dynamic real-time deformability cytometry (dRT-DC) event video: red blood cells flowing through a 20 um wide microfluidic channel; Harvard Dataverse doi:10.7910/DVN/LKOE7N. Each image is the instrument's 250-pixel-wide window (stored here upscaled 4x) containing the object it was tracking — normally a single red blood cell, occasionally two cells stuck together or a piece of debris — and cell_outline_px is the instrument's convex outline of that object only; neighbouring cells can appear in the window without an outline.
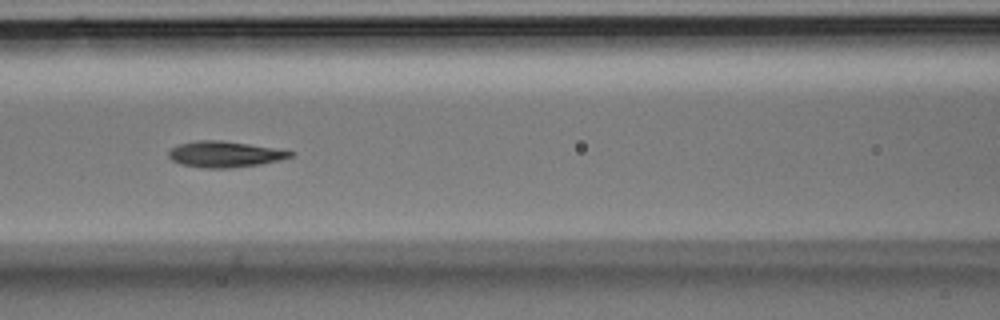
{"species": "Egyptian fruit bat (a non-hibernating species)", "species_latin": "Rousettus aegyptiacus", "temperature_condition": "room temperature", "stored_images_in_passage": 13, "camera_frame_rate_fps": 3000, "um_per_image_px": 0.085, "animal": {"sex": "male"}, "frame": {"image": 1, "passage_image": 8, "time_ms": 2.333, "image_size_px": [1000, 320], "cell_outline_px": [[296, 152], [292, 156], [280, 160], [260, 164], [228, 168], [204, 168], [180, 164], [172, 160], [168, 156], [168, 152], [172, 148], [180, 144], [200, 140], [220, 140], [248, 144]], "centroid_in_image_um": [19.09, 13.12], "position_along_channel_um": 147.5, "area_um2": 18.21}}
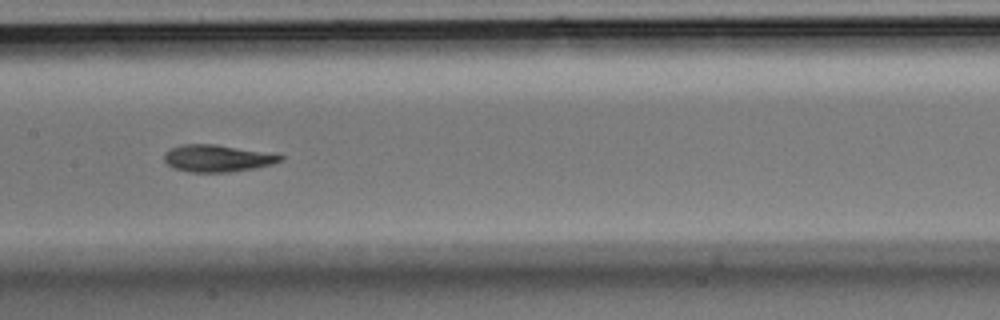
{"frame": {"image": 2, "passage_image": 11, "time_ms": 3.333, "image_size_px": [1000, 320], "cell_outline_px": [[284, 160], [272, 164], [252, 168], [228, 172], [188, 172], [172, 168], [164, 160], [164, 152], [180, 144], [216, 144], [280, 152], [284, 156]], "centroid_in_image_um": [18.56, 13.43], "position_along_channel_um": 188.8, "area_um2": 18.9}}